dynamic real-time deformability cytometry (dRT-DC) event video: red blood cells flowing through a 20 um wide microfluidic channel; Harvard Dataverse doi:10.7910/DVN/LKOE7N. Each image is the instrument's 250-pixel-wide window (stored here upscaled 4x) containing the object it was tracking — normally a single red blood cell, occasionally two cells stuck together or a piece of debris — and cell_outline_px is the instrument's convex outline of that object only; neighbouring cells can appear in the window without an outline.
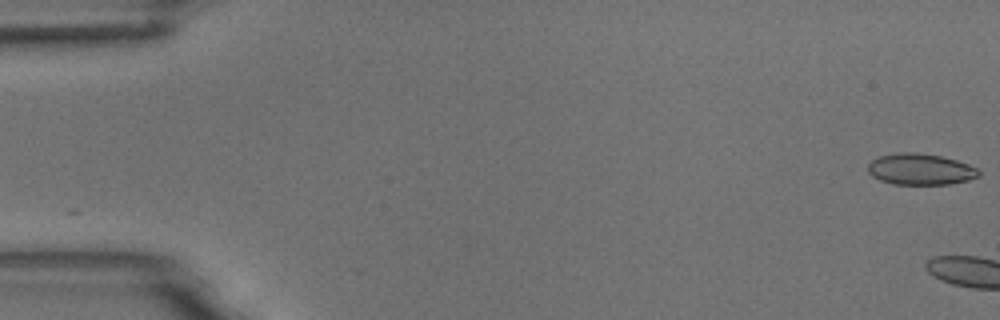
{"species": "common noctule bat (a hibernating species)", "species_latin": "Nyctalus noctula", "temperature_condition": "room temperature", "stored_images_in_passage": 4, "camera_frame_rate_fps": 3000, "um_per_image_px": 0.085, "animal": {"sex": "male", "body_mass_g": 18.8}, "frame": {"image": 1, "passage_image": 1, "time_ms": 0.0, "image_size_px": [1000, 320], "cell_outline_px": [[980, 176], [968, 180], [948, 184], [892, 184], [880, 180], [872, 176], [868, 172], [868, 164], [872, 160], [880, 156], [900, 152], [916, 152], [940, 156], [956, 160], [968, 164], [976, 168], [980, 172]], "centroid_in_image_um": [78.22, 14.39], "position_along_channel_um": 6.8, "area_um2": 20.11}}